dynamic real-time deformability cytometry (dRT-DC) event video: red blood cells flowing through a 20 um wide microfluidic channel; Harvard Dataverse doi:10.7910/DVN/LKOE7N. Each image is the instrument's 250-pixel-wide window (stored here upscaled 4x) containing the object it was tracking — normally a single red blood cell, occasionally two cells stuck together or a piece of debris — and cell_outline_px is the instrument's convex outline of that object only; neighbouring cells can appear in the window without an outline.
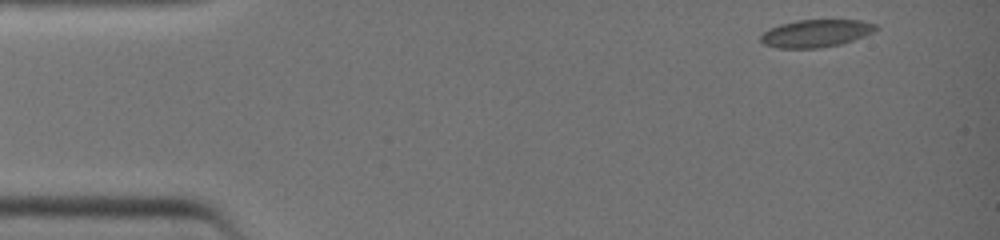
{"species": "common noctule bat (a hibernating species)", "species_latin": "Nyctalus noctula", "temperature_condition": "warm", "stored_images_in_passage": 34, "camera_frame_rate_fps": 3000, "um_per_image_px": 0.085, "animal": {"sex": "female", "body_mass_g": 19.0, "forearm_length_mm": 51.5}, "frame": {"image": 1, "passage_image": 1, "time_ms": 0.0, "image_size_px": [1000, 240], "cell_outline_px": [[880, 28], [864, 36], [840, 44], [820, 48], [780, 48], [764, 44], [760, 40], [760, 36], [768, 28], [780, 24], [796, 20], [860, 20], [876, 24]], "centroid_in_image_um": [69.35, 2.83], "position_along_channel_um": 15.7, "area_um2": 18.5}}
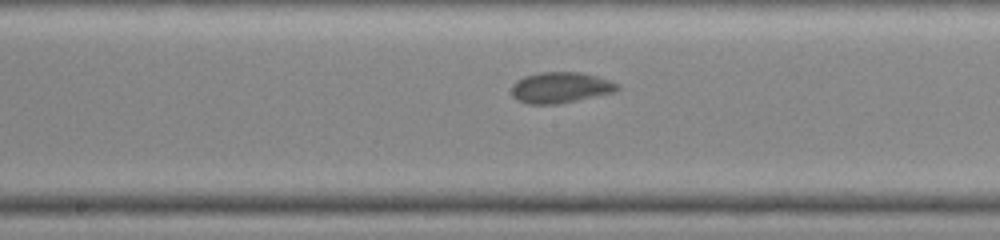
{"frame": {"image": 2, "passage_image": 19, "time_ms": 6.0, "image_size_px": [1000, 240], "cell_outline_px": [[620, 88], [616, 92], [556, 104], [528, 104], [516, 100], [512, 96], [512, 84], [516, 80], [524, 76], [540, 72], [580, 72], [596, 76], [620, 84]], "centroid_in_image_um": [47.62, 7.44], "position_along_channel_um": 200.6, "area_um2": 19.13}}
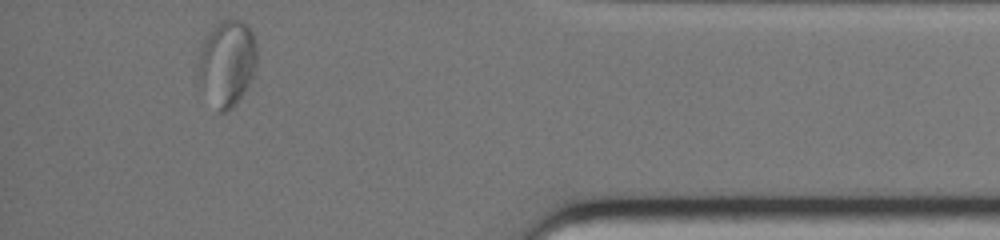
{"frame": {"image": 3, "passage_image": 34, "time_ms": 11.0, "image_size_px": [1000, 240], "cell_outline_px": [[256, 68], [244, 92], [232, 108], [224, 112], [220, 112], [196, 80], [196, 72], [200, 52], [204, 40], [212, 28], [220, 20], [240, 20], [248, 24], [256, 40]], "centroid_in_image_um": [19.29, 5.33], "position_along_channel_um": 415.9, "area_um2": 29.36}}